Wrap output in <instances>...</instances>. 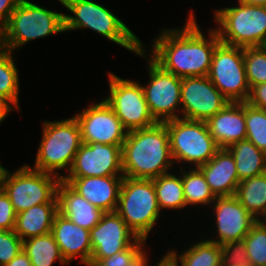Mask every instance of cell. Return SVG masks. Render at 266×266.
<instances>
[{
  "label": "cell",
  "mask_w": 266,
  "mask_h": 266,
  "mask_svg": "<svg viewBox=\"0 0 266 266\" xmlns=\"http://www.w3.org/2000/svg\"><path fill=\"white\" fill-rule=\"evenodd\" d=\"M194 16L189 12L187 22L180 29H162L152 40L149 55L143 43L136 55L149 56L163 70L180 78L208 76L214 50L221 41L214 28L207 30V39Z\"/></svg>",
  "instance_id": "6da1fadb"
},
{
  "label": "cell",
  "mask_w": 266,
  "mask_h": 266,
  "mask_svg": "<svg viewBox=\"0 0 266 266\" xmlns=\"http://www.w3.org/2000/svg\"><path fill=\"white\" fill-rule=\"evenodd\" d=\"M123 175L132 179L153 180L174 166L165 122L132 130L121 147Z\"/></svg>",
  "instance_id": "7a4b0ae2"
},
{
  "label": "cell",
  "mask_w": 266,
  "mask_h": 266,
  "mask_svg": "<svg viewBox=\"0 0 266 266\" xmlns=\"http://www.w3.org/2000/svg\"><path fill=\"white\" fill-rule=\"evenodd\" d=\"M69 14H64V32L90 29L137 54L142 41L109 8L93 0H58Z\"/></svg>",
  "instance_id": "3957f363"
},
{
  "label": "cell",
  "mask_w": 266,
  "mask_h": 266,
  "mask_svg": "<svg viewBox=\"0 0 266 266\" xmlns=\"http://www.w3.org/2000/svg\"><path fill=\"white\" fill-rule=\"evenodd\" d=\"M42 138L37 149L32 169L47 172L63 178L60 170L68 173L75 155L82 145L80 127L74 116L65 120L42 122Z\"/></svg>",
  "instance_id": "277c9868"
},
{
  "label": "cell",
  "mask_w": 266,
  "mask_h": 266,
  "mask_svg": "<svg viewBox=\"0 0 266 266\" xmlns=\"http://www.w3.org/2000/svg\"><path fill=\"white\" fill-rule=\"evenodd\" d=\"M58 33H64V14L20 0L2 26L4 50L15 53L14 50L34 39Z\"/></svg>",
  "instance_id": "5b68a950"
},
{
  "label": "cell",
  "mask_w": 266,
  "mask_h": 266,
  "mask_svg": "<svg viewBox=\"0 0 266 266\" xmlns=\"http://www.w3.org/2000/svg\"><path fill=\"white\" fill-rule=\"evenodd\" d=\"M237 3L213 13L221 43L242 48L266 46V6Z\"/></svg>",
  "instance_id": "8992f818"
},
{
  "label": "cell",
  "mask_w": 266,
  "mask_h": 266,
  "mask_svg": "<svg viewBox=\"0 0 266 266\" xmlns=\"http://www.w3.org/2000/svg\"><path fill=\"white\" fill-rule=\"evenodd\" d=\"M116 213L140 239L149 233L161 215L153 180L123 178Z\"/></svg>",
  "instance_id": "52a82bcc"
},
{
  "label": "cell",
  "mask_w": 266,
  "mask_h": 266,
  "mask_svg": "<svg viewBox=\"0 0 266 266\" xmlns=\"http://www.w3.org/2000/svg\"><path fill=\"white\" fill-rule=\"evenodd\" d=\"M4 192L16 213L38 204L57 203V187L61 180L56 175L32 169L26 165L15 172L2 166Z\"/></svg>",
  "instance_id": "ba28073f"
},
{
  "label": "cell",
  "mask_w": 266,
  "mask_h": 266,
  "mask_svg": "<svg viewBox=\"0 0 266 266\" xmlns=\"http://www.w3.org/2000/svg\"><path fill=\"white\" fill-rule=\"evenodd\" d=\"M174 163L193 164L199 168L220 149L210 135L206 121L177 118L165 121Z\"/></svg>",
  "instance_id": "9c48e42d"
},
{
  "label": "cell",
  "mask_w": 266,
  "mask_h": 266,
  "mask_svg": "<svg viewBox=\"0 0 266 266\" xmlns=\"http://www.w3.org/2000/svg\"><path fill=\"white\" fill-rule=\"evenodd\" d=\"M108 76L109 94L104 100L128 132L157 123L149 111L139 82L120 78L113 72H109Z\"/></svg>",
  "instance_id": "30bf717a"
},
{
  "label": "cell",
  "mask_w": 266,
  "mask_h": 266,
  "mask_svg": "<svg viewBox=\"0 0 266 266\" xmlns=\"http://www.w3.org/2000/svg\"><path fill=\"white\" fill-rule=\"evenodd\" d=\"M208 78L229 102H245L250 86L243 48L220 42L214 50Z\"/></svg>",
  "instance_id": "8fae6325"
},
{
  "label": "cell",
  "mask_w": 266,
  "mask_h": 266,
  "mask_svg": "<svg viewBox=\"0 0 266 266\" xmlns=\"http://www.w3.org/2000/svg\"><path fill=\"white\" fill-rule=\"evenodd\" d=\"M147 60L149 80L142 88L151 115L157 122L181 118L182 78L163 70L150 57Z\"/></svg>",
  "instance_id": "7c38bea8"
},
{
  "label": "cell",
  "mask_w": 266,
  "mask_h": 266,
  "mask_svg": "<svg viewBox=\"0 0 266 266\" xmlns=\"http://www.w3.org/2000/svg\"><path fill=\"white\" fill-rule=\"evenodd\" d=\"M89 105L88 108L73 115L79 124L82 142L122 145L128 131L112 108L104 99Z\"/></svg>",
  "instance_id": "4fadbf2b"
},
{
  "label": "cell",
  "mask_w": 266,
  "mask_h": 266,
  "mask_svg": "<svg viewBox=\"0 0 266 266\" xmlns=\"http://www.w3.org/2000/svg\"><path fill=\"white\" fill-rule=\"evenodd\" d=\"M228 103L208 76L182 78L181 118L207 121Z\"/></svg>",
  "instance_id": "5bb4252c"
},
{
  "label": "cell",
  "mask_w": 266,
  "mask_h": 266,
  "mask_svg": "<svg viewBox=\"0 0 266 266\" xmlns=\"http://www.w3.org/2000/svg\"><path fill=\"white\" fill-rule=\"evenodd\" d=\"M122 145L82 143L70 171L64 177L124 176Z\"/></svg>",
  "instance_id": "9a60e30c"
},
{
  "label": "cell",
  "mask_w": 266,
  "mask_h": 266,
  "mask_svg": "<svg viewBox=\"0 0 266 266\" xmlns=\"http://www.w3.org/2000/svg\"><path fill=\"white\" fill-rule=\"evenodd\" d=\"M138 239L116 211L104 213L90 230L92 254L88 266H95L102 258L128 249Z\"/></svg>",
  "instance_id": "2e32d148"
},
{
  "label": "cell",
  "mask_w": 266,
  "mask_h": 266,
  "mask_svg": "<svg viewBox=\"0 0 266 266\" xmlns=\"http://www.w3.org/2000/svg\"><path fill=\"white\" fill-rule=\"evenodd\" d=\"M216 224V238L212 242L223 245L228 242L241 241L257 221L247 209L233 196L217 197L211 204ZM218 237V238H217Z\"/></svg>",
  "instance_id": "e0dca14e"
},
{
  "label": "cell",
  "mask_w": 266,
  "mask_h": 266,
  "mask_svg": "<svg viewBox=\"0 0 266 266\" xmlns=\"http://www.w3.org/2000/svg\"><path fill=\"white\" fill-rule=\"evenodd\" d=\"M124 176L63 177L76 192L103 212H115Z\"/></svg>",
  "instance_id": "ac0fdd59"
},
{
  "label": "cell",
  "mask_w": 266,
  "mask_h": 266,
  "mask_svg": "<svg viewBox=\"0 0 266 266\" xmlns=\"http://www.w3.org/2000/svg\"><path fill=\"white\" fill-rule=\"evenodd\" d=\"M51 233L68 264L78 256L81 263L87 266L90 264L92 246L89 230L74 224L69 218L57 213Z\"/></svg>",
  "instance_id": "d6986e66"
},
{
  "label": "cell",
  "mask_w": 266,
  "mask_h": 266,
  "mask_svg": "<svg viewBox=\"0 0 266 266\" xmlns=\"http://www.w3.org/2000/svg\"><path fill=\"white\" fill-rule=\"evenodd\" d=\"M206 123L219 148L246 139L245 102H229Z\"/></svg>",
  "instance_id": "ffe728a7"
},
{
  "label": "cell",
  "mask_w": 266,
  "mask_h": 266,
  "mask_svg": "<svg viewBox=\"0 0 266 266\" xmlns=\"http://www.w3.org/2000/svg\"><path fill=\"white\" fill-rule=\"evenodd\" d=\"M199 169L204 174L207 184L216 197L236 194L240 181L234 157L227 148H220Z\"/></svg>",
  "instance_id": "44dd1931"
},
{
  "label": "cell",
  "mask_w": 266,
  "mask_h": 266,
  "mask_svg": "<svg viewBox=\"0 0 266 266\" xmlns=\"http://www.w3.org/2000/svg\"><path fill=\"white\" fill-rule=\"evenodd\" d=\"M56 198L58 213L89 231L100 222L105 213L88 202L62 179L57 187Z\"/></svg>",
  "instance_id": "7402d4cb"
},
{
  "label": "cell",
  "mask_w": 266,
  "mask_h": 266,
  "mask_svg": "<svg viewBox=\"0 0 266 266\" xmlns=\"http://www.w3.org/2000/svg\"><path fill=\"white\" fill-rule=\"evenodd\" d=\"M58 213L57 203H45L17 213L14 232L22 241L48 234Z\"/></svg>",
  "instance_id": "603a6c76"
},
{
  "label": "cell",
  "mask_w": 266,
  "mask_h": 266,
  "mask_svg": "<svg viewBox=\"0 0 266 266\" xmlns=\"http://www.w3.org/2000/svg\"><path fill=\"white\" fill-rule=\"evenodd\" d=\"M233 155L239 181L266 173V153L247 139L227 148Z\"/></svg>",
  "instance_id": "cb8c5ba5"
},
{
  "label": "cell",
  "mask_w": 266,
  "mask_h": 266,
  "mask_svg": "<svg viewBox=\"0 0 266 266\" xmlns=\"http://www.w3.org/2000/svg\"><path fill=\"white\" fill-rule=\"evenodd\" d=\"M235 196L253 217L261 220L266 214V173L239 182Z\"/></svg>",
  "instance_id": "d4e9b609"
},
{
  "label": "cell",
  "mask_w": 266,
  "mask_h": 266,
  "mask_svg": "<svg viewBox=\"0 0 266 266\" xmlns=\"http://www.w3.org/2000/svg\"><path fill=\"white\" fill-rule=\"evenodd\" d=\"M177 259L180 266H222L221 246L208 239L190 245L178 254L176 250H169Z\"/></svg>",
  "instance_id": "484cf974"
},
{
  "label": "cell",
  "mask_w": 266,
  "mask_h": 266,
  "mask_svg": "<svg viewBox=\"0 0 266 266\" xmlns=\"http://www.w3.org/2000/svg\"><path fill=\"white\" fill-rule=\"evenodd\" d=\"M23 252L32 266H52L57 259L61 265L68 264L51 232L24 240Z\"/></svg>",
  "instance_id": "4316f807"
},
{
  "label": "cell",
  "mask_w": 266,
  "mask_h": 266,
  "mask_svg": "<svg viewBox=\"0 0 266 266\" xmlns=\"http://www.w3.org/2000/svg\"><path fill=\"white\" fill-rule=\"evenodd\" d=\"M160 210H182L186 207L181 175L165 173L153 179Z\"/></svg>",
  "instance_id": "83f0119b"
},
{
  "label": "cell",
  "mask_w": 266,
  "mask_h": 266,
  "mask_svg": "<svg viewBox=\"0 0 266 266\" xmlns=\"http://www.w3.org/2000/svg\"><path fill=\"white\" fill-rule=\"evenodd\" d=\"M179 170L182 177L186 207L188 205H206L210 208L217 197L211 191L202 171L199 168L188 169L189 171L183 170V168Z\"/></svg>",
  "instance_id": "f1b7e54d"
},
{
  "label": "cell",
  "mask_w": 266,
  "mask_h": 266,
  "mask_svg": "<svg viewBox=\"0 0 266 266\" xmlns=\"http://www.w3.org/2000/svg\"><path fill=\"white\" fill-rule=\"evenodd\" d=\"M13 53L4 50L0 53V94L5 96L18 110L19 107V73Z\"/></svg>",
  "instance_id": "f546056e"
},
{
  "label": "cell",
  "mask_w": 266,
  "mask_h": 266,
  "mask_svg": "<svg viewBox=\"0 0 266 266\" xmlns=\"http://www.w3.org/2000/svg\"><path fill=\"white\" fill-rule=\"evenodd\" d=\"M252 266H266V222L257 220L243 239Z\"/></svg>",
  "instance_id": "4dcf8cb0"
},
{
  "label": "cell",
  "mask_w": 266,
  "mask_h": 266,
  "mask_svg": "<svg viewBox=\"0 0 266 266\" xmlns=\"http://www.w3.org/2000/svg\"><path fill=\"white\" fill-rule=\"evenodd\" d=\"M145 242L146 240L139 238L128 249L102 258L95 266H148L150 259L147 258Z\"/></svg>",
  "instance_id": "1f68e13d"
},
{
  "label": "cell",
  "mask_w": 266,
  "mask_h": 266,
  "mask_svg": "<svg viewBox=\"0 0 266 266\" xmlns=\"http://www.w3.org/2000/svg\"><path fill=\"white\" fill-rule=\"evenodd\" d=\"M243 56L249 86L266 83V46L245 47Z\"/></svg>",
  "instance_id": "d6a6232c"
},
{
  "label": "cell",
  "mask_w": 266,
  "mask_h": 266,
  "mask_svg": "<svg viewBox=\"0 0 266 266\" xmlns=\"http://www.w3.org/2000/svg\"><path fill=\"white\" fill-rule=\"evenodd\" d=\"M246 139L266 153V110L245 103Z\"/></svg>",
  "instance_id": "836d02e7"
},
{
  "label": "cell",
  "mask_w": 266,
  "mask_h": 266,
  "mask_svg": "<svg viewBox=\"0 0 266 266\" xmlns=\"http://www.w3.org/2000/svg\"><path fill=\"white\" fill-rule=\"evenodd\" d=\"M23 250L22 239L13 230H0V266H5Z\"/></svg>",
  "instance_id": "e575fe53"
},
{
  "label": "cell",
  "mask_w": 266,
  "mask_h": 266,
  "mask_svg": "<svg viewBox=\"0 0 266 266\" xmlns=\"http://www.w3.org/2000/svg\"><path fill=\"white\" fill-rule=\"evenodd\" d=\"M221 250L222 265L245 266L250 264L243 240L225 243L221 245Z\"/></svg>",
  "instance_id": "d590c367"
},
{
  "label": "cell",
  "mask_w": 266,
  "mask_h": 266,
  "mask_svg": "<svg viewBox=\"0 0 266 266\" xmlns=\"http://www.w3.org/2000/svg\"><path fill=\"white\" fill-rule=\"evenodd\" d=\"M17 213L5 192L0 196V230H14Z\"/></svg>",
  "instance_id": "8d00e7d4"
},
{
  "label": "cell",
  "mask_w": 266,
  "mask_h": 266,
  "mask_svg": "<svg viewBox=\"0 0 266 266\" xmlns=\"http://www.w3.org/2000/svg\"><path fill=\"white\" fill-rule=\"evenodd\" d=\"M245 103L255 108L266 110V83L251 86Z\"/></svg>",
  "instance_id": "74e56055"
},
{
  "label": "cell",
  "mask_w": 266,
  "mask_h": 266,
  "mask_svg": "<svg viewBox=\"0 0 266 266\" xmlns=\"http://www.w3.org/2000/svg\"><path fill=\"white\" fill-rule=\"evenodd\" d=\"M20 0H0V26L2 27L15 10Z\"/></svg>",
  "instance_id": "f35d334b"
},
{
  "label": "cell",
  "mask_w": 266,
  "mask_h": 266,
  "mask_svg": "<svg viewBox=\"0 0 266 266\" xmlns=\"http://www.w3.org/2000/svg\"><path fill=\"white\" fill-rule=\"evenodd\" d=\"M17 109L5 96L0 94V114L8 118L9 113Z\"/></svg>",
  "instance_id": "ab89813d"
},
{
  "label": "cell",
  "mask_w": 266,
  "mask_h": 266,
  "mask_svg": "<svg viewBox=\"0 0 266 266\" xmlns=\"http://www.w3.org/2000/svg\"><path fill=\"white\" fill-rule=\"evenodd\" d=\"M5 266H32L28 256L23 250Z\"/></svg>",
  "instance_id": "60d3db41"
},
{
  "label": "cell",
  "mask_w": 266,
  "mask_h": 266,
  "mask_svg": "<svg viewBox=\"0 0 266 266\" xmlns=\"http://www.w3.org/2000/svg\"><path fill=\"white\" fill-rule=\"evenodd\" d=\"M155 266H180L175 256L168 251ZM150 266V264L148 265Z\"/></svg>",
  "instance_id": "b9f144b4"
},
{
  "label": "cell",
  "mask_w": 266,
  "mask_h": 266,
  "mask_svg": "<svg viewBox=\"0 0 266 266\" xmlns=\"http://www.w3.org/2000/svg\"><path fill=\"white\" fill-rule=\"evenodd\" d=\"M237 2H242L256 6H266V0H237Z\"/></svg>",
  "instance_id": "7bdbcfd3"
},
{
  "label": "cell",
  "mask_w": 266,
  "mask_h": 266,
  "mask_svg": "<svg viewBox=\"0 0 266 266\" xmlns=\"http://www.w3.org/2000/svg\"><path fill=\"white\" fill-rule=\"evenodd\" d=\"M4 193V185H3V174H2V165L0 162V196Z\"/></svg>",
  "instance_id": "ee69618b"
},
{
  "label": "cell",
  "mask_w": 266,
  "mask_h": 266,
  "mask_svg": "<svg viewBox=\"0 0 266 266\" xmlns=\"http://www.w3.org/2000/svg\"><path fill=\"white\" fill-rule=\"evenodd\" d=\"M4 51L2 27L0 26V53Z\"/></svg>",
  "instance_id": "f6af8a7d"
},
{
  "label": "cell",
  "mask_w": 266,
  "mask_h": 266,
  "mask_svg": "<svg viewBox=\"0 0 266 266\" xmlns=\"http://www.w3.org/2000/svg\"><path fill=\"white\" fill-rule=\"evenodd\" d=\"M5 120V118L0 114V123H2Z\"/></svg>",
  "instance_id": "bcb514c9"
},
{
  "label": "cell",
  "mask_w": 266,
  "mask_h": 266,
  "mask_svg": "<svg viewBox=\"0 0 266 266\" xmlns=\"http://www.w3.org/2000/svg\"><path fill=\"white\" fill-rule=\"evenodd\" d=\"M261 221L266 222V214H265L264 217L261 219Z\"/></svg>",
  "instance_id": "7dc6e473"
},
{
  "label": "cell",
  "mask_w": 266,
  "mask_h": 266,
  "mask_svg": "<svg viewBox=\"0 0 266 266\" xmlns=\"http://www.w3.org/2000/svg\"><path fill=\"white\" fill-rule=\"evenodd\" d=\"M222 266H230V265H222ZM236 266H239V265H236ZM245 266H252V265L249 264V265H245Z\"/></svg>",
  "instance_id": "c3c4849f"
}]
</instances>
